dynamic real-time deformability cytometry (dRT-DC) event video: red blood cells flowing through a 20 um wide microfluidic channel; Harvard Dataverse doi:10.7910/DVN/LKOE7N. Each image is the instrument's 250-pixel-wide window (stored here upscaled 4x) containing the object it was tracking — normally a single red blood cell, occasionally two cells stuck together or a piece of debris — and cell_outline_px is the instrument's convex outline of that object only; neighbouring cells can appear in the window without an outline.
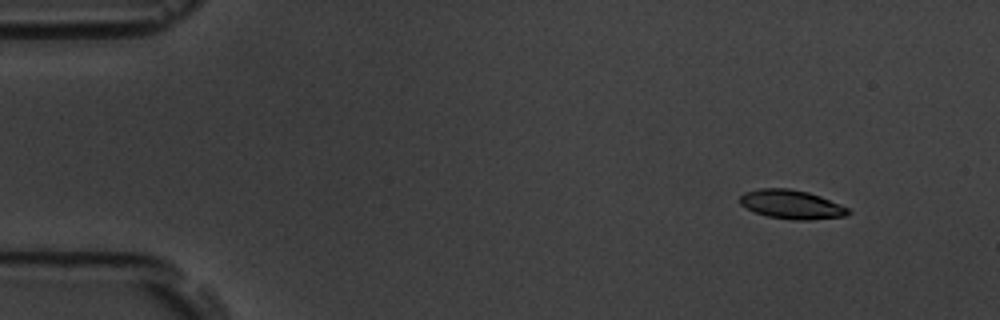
{"species": "common noctule bat (a hibernating species)", "species_latin": "Nyctalus noctula", "temperature_condition": "room temperature", "stored_images_in_passage": 52, "camera_frame_rate_fps": 3000, "um_per_image_px": 0.085, "animal": {"sex": "male", "body_mass_g": 19.5, "forearm_length_mm": 54.6}, "frame": {"image": 1, "passage_image": 1, "time_ms": 0.0, "image_size_px": [1000, 320], "cell_outline_px": [[852, 212], [844, 216], [812, 220], [792, 220], [768, 216], [756, 212], [740, 204], [740, 196], [744, 192], [760, 188], [788, 188], [808, 192], [820, 196], [840, 204], [848, 208]], "centroid_in_image_um": [67.29, 17.37], "position_along_channel_um": 17.7, "area_um2": 18.21}}
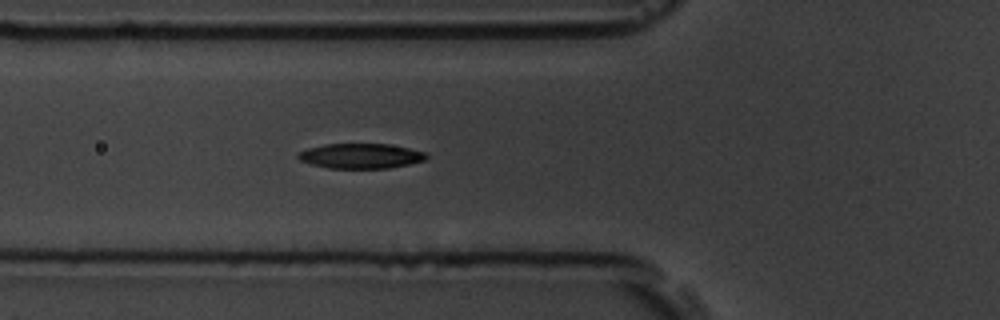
{"frame": {"image": 2, "passage_image": 16, "time_ms": 5.0, "image_size_px": [1000, 320], "cell_outline_px": [[428, 156], [424, 160], [408, 164], [388, 168], [328, 168], [312, 164], [300, 160], [296, 156], [300, 152], [308, 148], [324, 144], [388, 144], [408, 148], [424, 152]], "centroid_in_image_um": [30.64, 13.25], "position_along_channel_um": 95.2, "area_um2": 18.44}}
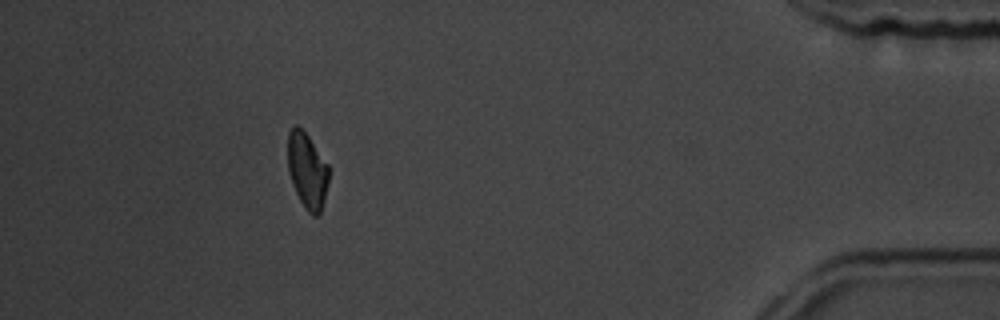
{"frame": {"image": 3, "passage_image": 47, "time_ms": 15.333, "image_size_px": [1000, 320], "cell_outline_px": [[328, 180], [324, 200], [320, 212], [316, 216], [312, 216], [304, 208], [296, 192], [288, 168], [288, 132], [296, 124], [308, 136], [328, 164]], "centroid_in_image_um": [26.11, 14.5], "position_along_channel_um": 409.1, "area_um2": 17.74}, "authors_computed_cell_mechanics": {"area_um2": 18.7272, "velocity_mm_per_s": 3.5738, "shape_relaxation_time_tau1_ms": 3.0456, "shape_relaxation_time_tau2_ms": null, "deformation_change_tau1": 0.1229, "deformation_change_tau2": null}}